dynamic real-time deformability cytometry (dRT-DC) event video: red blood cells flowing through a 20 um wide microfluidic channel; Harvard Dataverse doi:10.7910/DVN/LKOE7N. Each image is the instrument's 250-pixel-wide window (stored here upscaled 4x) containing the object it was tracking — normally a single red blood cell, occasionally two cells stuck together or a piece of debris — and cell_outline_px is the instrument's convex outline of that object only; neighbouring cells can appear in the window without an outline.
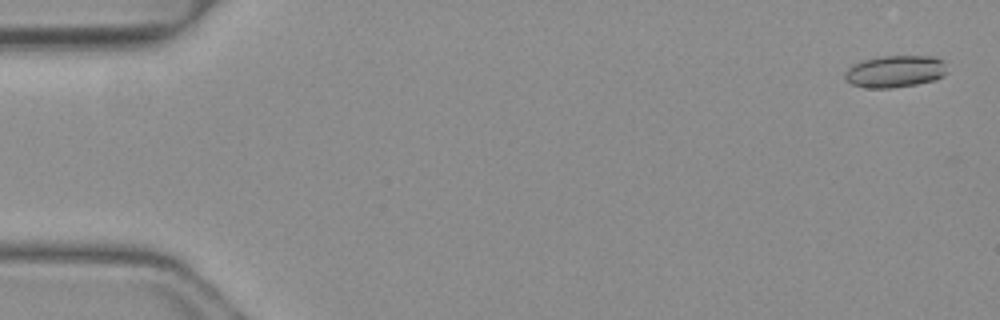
{"species": "common noctule bat (a hibernating species)", "species_latin": "Nyctalus noctula", "temperature_condition": "warm", "stored_images_in_passage": 16, "camera_frame_rate_fps": 3000, "um_per_image_px": 0.085, "animal": {"sex": "female", "body_mass_g": 19.3, "forearm_length_mm": 54.1}, "frame": {"image": 1, "passage_image": 2, "time_ms": 0.333, "image_size_px": [1000, 320], "cell_outline_px": [[944, 76], [936, 80], [916, 84], [892, 88], [868, 88], [852, 84], [844, 76], [844, 72], [852, 64], [864, 60], [884, 56], [936, 56], [944, 60]], "centroid_in_image_um": [76.09, 6.07], "position_along_channel_um": 8.9, "area_um2": 19.02}}
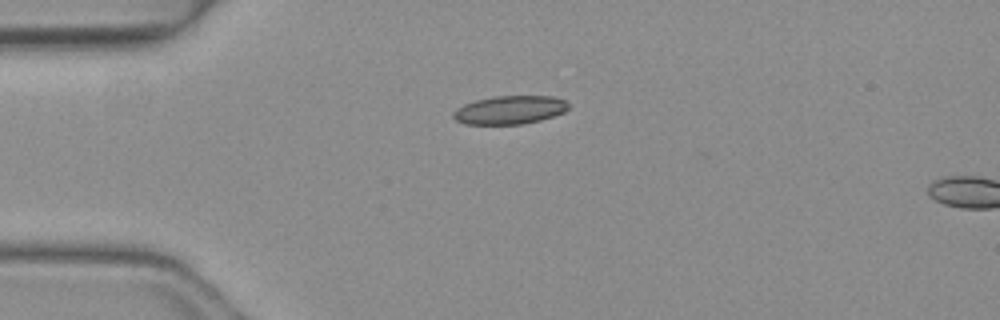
{"frame": {"image": 2, "passage_image": 13, "time_ms": 4.0, "image_size_px": [1000, 320], "cell_outline_px": [[568, 108], [564, 112], [540, 120], [520, 124], [464, 124], [456, 120], [452, 116], [452, 112], [456, 108], [464, 104], [476, 100], [492, 96], [552, 96], [564, 100], [568, 104]], "centroid_in_image_um": [43.29, 9.34], "position_along_channel_um": 41.7, "area_um2": 19.02}}